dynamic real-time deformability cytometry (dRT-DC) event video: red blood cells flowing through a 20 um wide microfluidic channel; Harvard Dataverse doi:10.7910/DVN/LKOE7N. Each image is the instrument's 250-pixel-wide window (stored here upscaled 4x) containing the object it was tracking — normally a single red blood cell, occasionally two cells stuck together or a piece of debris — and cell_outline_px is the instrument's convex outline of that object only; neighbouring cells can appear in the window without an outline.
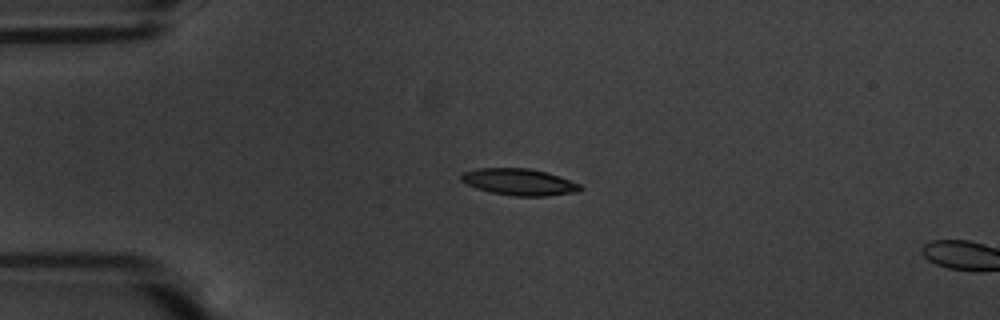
{"species": "common noctule bat (a hibernating species)", "species_latin": "Nyctalus noctula", "temperature_condition": "warm", "stored_images_in_passage": 15, "camera_frame_rate_fps": 3000, "um_per_image_px": 0.085, "animal": {"sex": "male", "body_mass_g": 20.1, "forearm_length_mm": 53.5}, "frame": {"image": 1, "passage_image": 13, "time_ms": 4.0, "image_size_px": [1000, 320], "cell_outline_px": [[584, 188], [580, 192], [548, 196], [516, 196], [492, 192], [476, 188], [464, 184], [460, 180], [460, 176], [464, 172], [476, 168], [528, 168], [544, 172], [580, 184]], "centroid_in_image_um": [44.11, 15.48], "position_along_channel_um": 40.9, "area_um2": 18.44}}